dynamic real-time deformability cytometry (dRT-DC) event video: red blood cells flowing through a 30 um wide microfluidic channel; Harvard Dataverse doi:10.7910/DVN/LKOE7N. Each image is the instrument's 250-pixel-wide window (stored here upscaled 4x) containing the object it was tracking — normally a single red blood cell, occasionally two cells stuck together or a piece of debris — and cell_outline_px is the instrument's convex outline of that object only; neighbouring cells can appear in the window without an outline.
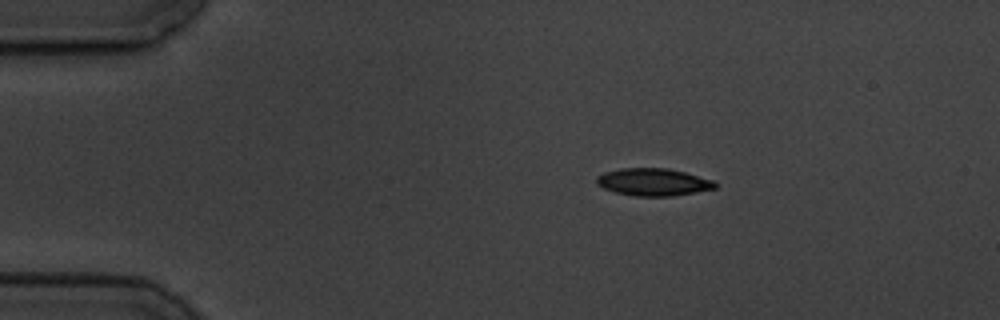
{"species": "common noctule bat (a hibernating species)", "species_latin": "Nyctalus noctula", "temperature_condition": "cold", "stored_images_in_passage": 7, "camera_frame_rate_fps": 3000, "um_per_image_px": 0.085, "animal": {"sex": "male", "body_mass_g": 19.5, "forearm_length_mm": 54.6}, "frame": {"image": 1, "passage_image": 3, "time_ms": 3.0, "image_size_px": [1000, 320], "cell_outline_px": [[716, 188], [696, 192], [672, 196], [636, 196], [616, 192], [604, 188], [596, 184], [596, 176], [604, 172], [620, 168], [668, 168], [684, 172], [712, 180], [716, 184]], "centroid_in_image_um": [55.49, 15.47], "position_along_channel_um": 29.5, "area_um2": 18.84}}
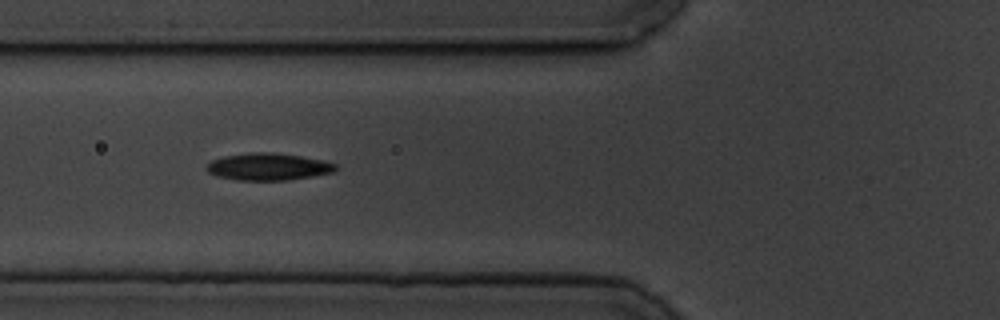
{"frame": {"image": 2, "passage_image": 6, "time_ms": 6.667, "image_size_px": [1000, 320], "cell_outline_px": [[336, 168], [332, 172], [312, 176], [288, 180], [236, 180], [216, 176], [208, 172], [208, 164], [212, 160], [224, 156], [252, 152], [268, 152], [300, 156], [324, 160], [336, 164]], "centroid_in_image_um": [22.79, 14.17], "position_along_channel_um": 103.0, "area_um2": 20.17}}
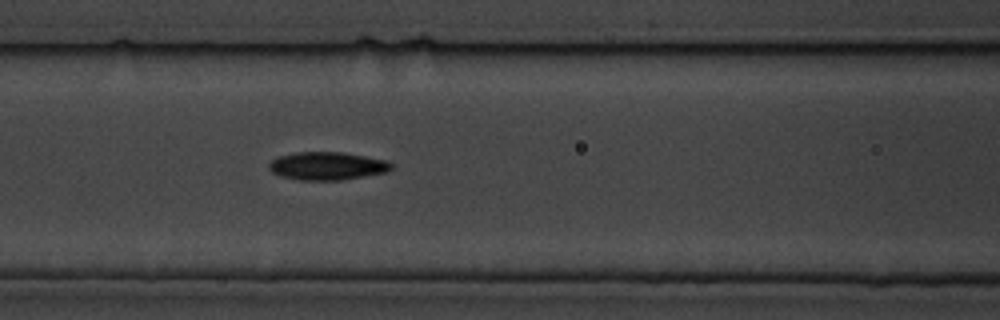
{"frame": {"image": 3, "passage_image": 7, "time_ms": 7.667, "image_size_px": [1000, 320], "cell_outline_px": [[392, 168], [388, 172], [340, 180], [300, 180], [280, 176], [272, 172], [268, 168], [268, 164], [276, 156], [296, 152], [344, 152], [388, 160], [392, 164]], "centroid_in_image_um": [27.8, 14.1], "position_along_channel_um": 138.8, "area_um2": 20.17}}